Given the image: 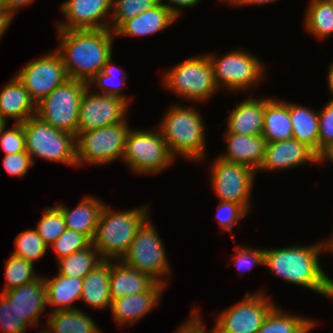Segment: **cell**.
Listing matches in <instances>:
<instances>
[{
	"instance_id": "83f0119b",
	"label": "cell",
	"mask_w": 333,
	"mask_h": 333,
	"mask_svg": "<svg viewBox=\"0 0 333 333\" xmlns=\"http://www.w3.org/2000/svg\"><path fill=\"white\" fill-rule=\"evenodd\" d=\"M44 282L47 306H52V311L76 309L73 303L81 298L83 279L57 275L52 279L44 277Z\"/></svg>"
},
{
	"instance_id": "680465c9",
	"label": "cell",
	"mask_w": 333,
	"mask_h": 333,
	"mask_svg": "<svg viewBox=\"0 0 333 333\" xmlns=\"http://www.w3.org/2000/svg\"><path fill=\"white\" fill-rule=\"evenodd\" d=\"M38 333H51V332L49 331V329L47 327H43V330L40 329V331H38Z\"/></svg>"
},
{
	"instance_id": "e0dca14e",
	"label": "cell",
	"mask_w": 333,
	"mask_h": 333,
	"mask_svg": "<svg viewBox=\"0 0 333 333\" xmlns=\"http://www.w3.org/2000/svg\"><path fill=\"white\" fill-rule=\"evenodd\" d=\"M309 162L318 164V155L306 144L291 138L267 143L264 160L257 171H283Z\"/></svg>"
},
{
	"instance_id": "9f6ffc18",
	"label": "cell",
	"mask_w": 333,
	"mask_h": 333,
	"mask_svg": "<svg viewBox=\"0 0 333 333\" xmlns=\"http://www.w3.org/2000/svg\"><path fill=\"white\" fill-rule=\"evenodd\" d=\"M220 1L233 4V6H239L244 0H219V2Z\"/></svg>"
},
{
	"instance_id": "74e56055",
	"label": "cell",
	"mask_w": 333,
	"mask_h": 333,
	"mask_svg": "<svg viewBox=\"0 0 333 333\" xmlns=\"http://www.w3.org/2000/svg\"><path fill=\"white\" fill-rule=\"evenodd\" d=\"M36 231L46 245H51L67 229L62 211L56 206L45 208Z\"/></svg>"
},
{
	"instance_id": "f907efd6",
	"label": "cell",
	"mask_w": 333,
	"mask_h": 333,
	"mask_svg": "<svg viewBox=\"0 0 333 333\" xmlns=\"http://www.w3.org/2000/svg\"><path fill=\"white\" fill-rule=\"evenodd\" d=\"M326 160H330V162L333 163V143L325 147L318 155V164H321V162H324Z\"/></svg>"
},
{
	"instance_id": "db71d44e",
	"label": "cell",
	"mask_w": 333,
	"mask_h": 333,
	"mask_svg": "<svg viewBox=\"0 0 333 333\" xmlns=\"http://www.w3.org/2000/svg\"><path fill=\"white\" fill-rule=\"evenodd\" d=\"M277 0H244L239 6H247V5H261V4H268L274 3Z\"/></svg>"
},
{
	"instance_id": "681fc988",
	"label": "cell",
	"mask_w": 333,
	"mask_h": 333,
	"mask_svg": "<svg viewBox=\"0 0 333 333\" xmlns=\"http://www.w3.org/2000/svg\"><path fill=\"white\" fill-rule=\"evenodd\" d=\"M35 0H5V6L15 15L19 8L33 3Z\"/></svg>"
},
{
	"instance_id": "8fae6325",
	"label": "cell",
	"mask_w": 333,
	"mask_h": 333,
	"mask_svg": "<svg viewBox=\"0 0 333 333\" xmlns=\"http://www.w3.org/2000/svg\"><path fill=\"white\" fill-rule=\"evenodd\" d=\"M88 83L68 79L36 104V116L52 127L78 133L79 105Z\"/></svg>"
},
{
	"instance_id": "9c48e42d",
	"label": "cell",
	"mask_w": 333,
	"mask_h": 333,
	"mask_svg": "<svg viewBox=\"0 0 333 333\" xmlns=\"http://www.w3.org/2000/svg\"><path fill=\"white\" fill-rule=\"evenodd\" d=\"M121 260L133 269L148 274L156 282L168 286L166 280L172 275L171 267L162 239L149 217L137 230L129 250Z\"/></svg>"
},
{
	"instance_id": "e575fe53",
	"label": "cell",
	"mask_w": 333,
	"mask_h": 333,
	"mask_svg": "<svg viewBox=\"0 0 333 333\" xmlns=\"http://www.w3.org/2000/svg\"><path fill=\"white\" fill-rule=\"evenodd\" d=\"M34 263L24 258L11 254L6 261V284L1 292L22 286L37 280L40 276L34 270Z\"/></svg>"
},
{
	"instance_id": "484cf974",
	"label": "cell",
	"mask_w": 333,
	"mask_h": 333,
	"mask_svg": "<svg viewBox=\"0 0 333 333\" xmlns=\"http://www.w3.org/2000/svg\"><path fill=\"white\" fill-rule=\"evenodd\" d=\"M110 274L111 260L103 259L83 278L80 300L98 310L111 307Z\"/></svg>"
},
{
	"instance_id": "9a60e30c",
	"label": "cell",
	"mask_w": 333,
	"mask_h": 333,
	"mask_svg": "<svg viewBox=\"0 0 333 333\" xmlns=\"http://www.w3.org/2000/svg\"><path fill=\"white\" fill-rule=\"evenodd\" d=\"M128 105L120 97L96 93L88 86L79 105L78 133L125 122Z\"/></svg>"
},
{
	"instance_id": "8992f818",
	"label": "cell",
	"mask_w": 333,
	"mask_h": 333,
	"mask_svg": "<svg viewBox=\"0 0 333 333\" xmlns=\"http://www.w3.org/2000/svg\"><path fill=\"white\" fill-rule=\"evenodd\" d=\"M162 84L183 100L205 102L218 92L207 54L187 58L164 73Z\"/></svg>"
},
{
	"instance_id": "7dc6e473",
	"label": "cell",
	"mask_w": 333,
	"mask_h": 333,
	"mask_svg": "<svg viewBox=\"0 0 333 333\" xmlns=\"http://www.w3.org/2000/svg\"><path fill=\"white\" fill-rule=\"evenodd\" d=\"M162 2L164 0H161ZM201 0H167L164 5L178 18L181 15L182 8L193 7Z\"/></svg>"
},
{
	"instance_id": "ab89813d",
	"label": "cell",
	"mask_w": 333,
	"mask_h": 333,
	"mask_svg": "<svg viewBox=\"0 0 333 333\" xmlns=\"http://www.w3.org/2000/svg\"><path fill=\"white\" fill-rule=\"evenodd\" d=\"M30 327L17 313L13 305L0 292V330L3 333H26Z\"/></svg>"
},
{
	"instance_id": "6f0895ef",
	"label": "cell",
	"mask_w": 333,
	"mask_h": 333,
	"mask_svg": "<svg viewBox=\"0 0 333 333\" xmlns=\"http://www.w3.org/2000/svg\"><path fill=\"white\" fill-rule=\"evenodd\" d=\"M7 120L0 116V135L1 132L7 127Z\"/></svg>"
},
{
	"instance_id": "8d00e7d4",
	"label": "cell",
	"mask_w": 333,
	"mask_h": 333,
	"mask_svg": "<svg viewBox=\"0 0 333 333\" xmlns=\"http://www.w3.org/2000/svg\"><path fill=\"white\" fill-rule=\"evenodd\" d=\"M161 0H113L109 28L114 32L124 21L153 8Z\"/></svg>"
},
{
	"instance_id": "5bb4252c",
	"label": "cell",
	"mask_w": 333,
	"mask_h": 333,
	"mask_svg": "<svg viewBox=\"0 0 333 333\" xmlns=\"http://www.w3.org/2000/svg\"><path fill=\"white\" fill-rule=\"evenodd\" d=\"M15 76L35 104L69 79L63 61L56 51L32 59Z\"/></svg>"
},
{
	"instance_id": "5b68a950",
	"label": "cell",
	"mask_w": 333,
	"mask_h": 333,
	"mask_svg": "<svg viewBox=\"0 0 333 333\" xmlns=\"http://www.w3.org/2000/svg\"><path fill=\"white\" fill-rule=\"evenodd\" d=\"M26 152L36 158L77 166L76 135L52 127L34 115L23 123ZM36 157V158H35Z\"/></svg>"
},
{
	"instance_id": "ffe728a7",
	"label": "cell",
	"mask_w": 333,
	"mask_h": 333,
	"mask_svg": "<svg viewBox=\"0 0 333 333\" xmlns=\"http://www.w3.org/2000/svg\"><path fill=\"white\" fill-rule=\"evenodd\" d=\"M227 151L218 156L222 160L246 165L257 172L266 152L267 140L262 135H240L225 132Z\"/></svg>"
},
{
	"instance_id": "f5cc1de1",
	"label": "cell",
	"mask_w": 333,
	"mask_h": 333,
	"mask_svg": "<svg viewBox=\"0 0 333 333\" xmlns=\"http://www.w3.org/2000/svg\"><path fill=\"white\" fill-rule=\"evenodd\" d=\"M328 75H327V85L329 88V91L331 95H333V62H331L329 69H328ZM330 101H333V98L330 99Z\"/></svg>"
},
{
	"instance_id": "f6af8a7d",
	"label": "cell",
	"mask_w": 333,
	"mask_h": 333,
	"mask_svg": "<svg viewBox=\"0 0 333 333\" xmlns=\"http://www.w3.org/2000/svg\"><path fill=\"white\" fill-rule=\"evenodd\" d=\"M33 166V160L26 151L8 154L3 158V167L10 176L21 178L25 176L28 169Z\"/></svg>"
},
{
	"instance_id": "f35d334b",
	"label": "cell",
	"mask_w": 333,
	"mask_h": 333,
	"mask_svg": "<svg viewBox=\"0 0 333 333\" xmlns=\"http://www.w3.org/2000/svg\"><path fill=\"white\" fill-rule=\"evenodd\" d=\"M91 244L92 241L86 235L74 230L66 229L59 238L50 245V247L56 254V260H59L76 251L83 250Z\"/></svg>"
},
{
	"instance_id": "30bf717a",
	"label": "cell",
	"mask_w": 333,
	"mask_h": 333,
	"mask_svg": "<svg viewBox=\"0 0 333 333\" xmlns=\"http://www.w3.org/2000/svg\"><path fill=\"white\" fill-rule=\"evenodd\" d=\"M131 127L125 122L77 133L76 163L106 165L122 159L128 132Z\"/></svg>"
},
{
	"instance_id": "ba28073f",
	"label": "cell",
	"mask_w": 333,
	"mask_h": 333,
	"mask_svg": "<svg viewBox=\"0 0 333 333\" xmlns=\"http://www.w3.org/2000/svg\"><path fill=\"white\" fill-rule=\"evenodd\" d=\"M156 130V131H155ZM122 160L135 174L156 175L175 161L159 129H130Z\"/></svg>"
},
{
	"instance_id": "f1b7e54d",
	"label": "cell",
	"mask_w": 333,
	"mask_h": 333,
	"mask_svg": "<svg viewBox=\"0 0 333 333\" xmlns=\"http://www.w3.org/2000/svg\"><path fill=\"white\" fill-rule=\"evenodd\" d=\"M293 139L310 147L319 155V113L307 106L289 103Z\"/></svg>"
},
{
	"instance_id": "2e32d148",
	"label": "cell",
	"mask_w": 333,
	"mask_h": 333,
	"mask_svg": "<svg viewBox=\"0 0 333 333\" xmlns=\"http://www.w3.org/2000/svg\"><path fill=\"white\" fill-rule=\"evenodd\" d=\"M112 1L66 0L60 6L65 20L56 23L57 30L109 29Z\"/></svg>"
},
{
	"instance_id": "d590c367",
	"label": "cell",
	"mask_w": 333,
	"mask_h": 333,
	"mask_svg": "<svg viewBox=\"0 0 333 333\" xmlns=\"http://www.w3.org/2000/svg\"><path fill=\"white\" fill-rule=\"evenodd\" d=\"M49 248L38 235L36 229H28L20 232L15 238V249L12 254L34 263L42 258Z\"/></svg>"
},
{
	"instance_id": "c3c4849f",
	"label": "cell",
	"mask_w": 333,
	"mask_h": 333,
	"mask_svg": "<svg viewBox=\"0 0 333 333\" xmlns=\"http://www.w3.org/2000/svg\"><path fill=\"white\" fill-rule=\"evenodd\" d=\"M14 17L15 15L5 5H0V39L12 24Z\"/></svg>"
},
{
	"instance_id": "7402d4cb",
	"label": "cell",
	"mask_w": 333,
	"mask_h": 333,
	"mask_svg": "<svg viewBox=\"0 0 333 333\" xmlns=\"http://www.w3.org/2000/svg\"><path fill=\"white\" fill-rule=\"evenodd\" d=\"M177 17L160 1L139 15L124 21L115 31V37L145 36L169 27Z\"/></svg>"
},
{
	"instance_id": "836d02e7",
	"label": "cell",
	"mask_w": 333,
	"mask_h": 333,
	"mask_svg": "<svg viewBox=\"0 0 333 333\" xmlns=\"http://www.w3.org/2000/svg\"><path fill=\"white\" fill-rule=\"evenodd\" d=\"M123 71L125 75L123 74L122 80L119 81L118 78L121 77L120 74L117 73L119 72V67L114 65L110 58L104 65L103 70L88 82V86L92 88V85L94 84L100 90L96 93L120 97L130 104L131 97L123 95L122 93L127 80V74L125 73V70Z\"/></svg>"
},
{
	"instance_id": "ee69618b",
	"label": "cell",
	"mask_w": 333,
	"mask_h": 333,
	"mask_svg": "<svg viewBox=\"0 0 333 333\" xmlns=\"http://www.w3.org/2000/svg\"><path fill=\"white\" fill-rule=\"evenodd\" d=\"M319 154L333 143V101H329L319 112Z\"/></svg>"
},
{
	"instance_id": "6da1fadb",
	"label": "cell",
	"mask_w": 333,
	"mask_h": 333,
	"mask_svg": "<svg viewBox=\"0 0 333 333\" xmlns=\"http://www.w3.org/2000/svg\"><path fill=\"white\" fill-rule=\"evenodd\" d=\"M60 55L69 79L88 83L112 57L114 32L109 29L57 30ZM114 37V38H113Z\"/></svg>"
},
{
	"instance_id": "4316f807",
	"label": "cell",
	"mask_w": 333,
	"mask_h": 333,
	"mask_svg": "<svg viewBox=\"0 0 333 333\" xmlns=\"http://www.w3.org/2000/svg\"><path fill=\"white\" fill-rule=\"evenodd\" d=\"M262 136L268 143L293 137L289 115V102L266 98Z\"/></svg>"
},
{
	"instance_id": "cb8c5ba5",
	"label": "cell",
	"mask_w": 333,
	"mask_h": 333,
	"mask_svg": "<svg viewBox=\"0 0 333 333\" xmlns=\"http://www.w3.org/2000/svg\"><path fill=\"white\" fill-rule=\"evenodd\" d=\"M36 115V104L28 91L14 75L0 91V116L14 123H24L31 116Z\"/></svg>"
},
{
	"instance_id": "277c9868",
	"label": "cell",
	"mask_w": 333,
	"mask_h": 333,
	"mask_svg": "<svg viewBox=\"0 0 333 333\" xmlns=\"http://www.w3.org/2000/svg\"><path fill=\"white\" fill-rule=\"evenodd\" d=\"M148 208L149 205H145L127 211H114L105 204L92 240L102 259H122L129 250L137 230L148 218Z\"/></svg>"
},
{
	"instance_id": "bcb514c9",
	"label": "cell",
	"mask_w": 333,
	"mask_h": 333,
	"mask_svg": "<svg viewBox=\"0 0 333 333\" xmlns=\"http://www.w3.org/2000/svg\"><path fill=\"white\" fill-rule=\"evenodd\" d=\"M191 314L189 319L183 322L180 328L176 329L174 333H214V328L207 332L203 325L202 315L198 312V309L194 307Z\"/></svg>"
},
{
	"instance_id": "91938a15",
	"label": "cell",
	"mask_w": 333,
	"mask_h": 333,
	"mask_svg": "<svg viewBox=\"0 0 333 333\" xmlns=\"http://www.w3.org/2000/svg\"><path fill=\"white\" fill-rule=\"evenodd\" d=\"M0 5H5V0H0Z\"/></svg>"
},
{
	"instance_id": "d4e9b609",
	"label": "cell",
	"mask_w": 333,
	"mask_h": 333,
	"mask_svg": "<svg viewBox=\"0 0 333 333\" xmlns=\"http://www.w3.org/2000/svg\"><path fill=\"white\" fill-rule=\"evenodd\" d=\"M156 281L148 274L126 265L122 260H111L110 296L119 299L147 291Z\"/></svg>"
},
{
	"instance_id": "60d3db41",
	"label": "cell",
	"mask_w": 333,
	"mask_h": 333,
	"mask_svg": "<svg viewBox=\"0 0 333 333\" xmlns=\"http://www.w3.org/2000/svg\"><path fill=\"white\" fill-rule=\"evenodd\" d=\"M247 214L248 211L241 204L219 200L216 219L222 231L232 232V228Z\"/></svg>"
},
{
	"instance_id": "f546056e",
	"label": "cell",
	"mask_w": 333,
	"mask_h": 333,
	"mask_svg": "<svg viewBox=\"0 0 333 333\" xmlns=\"http://www.w3.org/2000/svg\"><path fill=\"white\" fill-rule=\"evenodd\" d=\"M47 317L46 327L51 333H103L93 318L79 308L50 311Z\"/></svg>"
},
{
	"instance_id": "52a82bcc",
	"label": "cell",
	"mask_w": 333,
	"mask_h": 333,
	"mask_svg": "<svg viewBox=\"0 0 333 333\" xmlns=\"http://www.w3.org/2000/svg\"><path fill=\"white\" fill-rule=\"evenodd\" d=\"M214 73L218 89L224 87L229 91H247L260 84L265 76L262 60L249 51L237 49L218 57L216 53L207 54Z\"/></svg>"
},
{
	"instance_id": "ac0fdd59",
	"label": "cell",
	"mask_w": 333,
	"mask_h": 333,
	"mask_svg": "<svg viewBox=\"0 0 333 333\" xmlns=\"http://www.w3.org/2000/svg\"><path fill=\"white\" fill-rule=\"evenodd\" d=\"M1 293L30 328L38 325L40 315L47 306L46 286L43 276L40 275L33 282Z\"/></svg>"
},
{
	"instance_id": "7a4b0ae2",
	"label": "cell",
	"mask_w": 333,
	"mask_h": 333,
	"mask_svg": "<svg viewBox=\"0 0 333 333\" xmlns=\"http://www.w3.org/2000/svg\"><path fill=\"white\" fill-rule=\"evenodd\" d=\"M323 241L311 246L291 245L280 249L266 248L264 249V266L286 282L311 289L323 296L329 277L319 262L320 254L327 252L326 239Z\"/></svg>"
},
{
	"instance_id": "b9f144b4",
	"label": "cell",
	"mask_w": 333,
	"mask_h": 333,
	"mask_svg": "<svg viewBox=\"0 0 333 333\" xmlns=\"http://www.w3.org/2000/svg\"><path fill=\"white\" fill-rule=\"evenodd\" d=\"M1 148L5 155L26 151L23 123H14L11 129H4L0 135Z\"/></svg>"
},
{
	"instance_id": "816d5d0a",
	"label": "cell",
	"mask_w": 333,
	"mask_h": 333,
	"mask_svg": "<svg viewBox=\"0 0 333 333\" xmlns=\"http://www.w3.org/2000/svg\"><path fill=\"white\" fill-rule=\"evenodd\" d=\"M324 296L329 297L333 301V279L331 277L327 279L323 293V297Z\"/></svg>"
},
{
	"instance_id": "d6986e66",
	"label": "cell",
	"mask_w": 333,
	"mask_h": 333,
	"mask_svg": "<svg viewBox=\"0 0 333 333\" xmlns=\"http://www.w3.org/2000/svg\"><path fill=\"white\" fill-rule=\"evenodd\" d=\"M165 288L164 284L155 282L143 293L112 300L110 309L114 321L119 326L135 324L160 304V297H162Z\"/></svg>"
},
{
	"instance_id": "d6a6232c",
	"label": "cell",
	"mask_w": 333,
	"mask_h": 333,
	"mask_svg": "<svg viewBox=\"0 0 333 333\" xmlns=\"http://www.w3.org/2000/svg\"><path fill=\"white\" fill-rule=\"evenodd\" d=\"M102 260L94 245L91 244L83 250L57 260L58 275L83 279Z\"/></svg>"
},
{
	"instance_id": "603a6c76",
	"label": "cell",
	"mask_w": 333,
	"mask_h": 333,
	"mask_svg": "<svg viewBox=\"0 0 333 333\" xmlns=\"http://www.w3.org/2000/svg\"><path fill=\"white\" fill-rule=\"evenodd\" d=\"M105 204L96 196L89 195L81 199L74 209L63 204L56 206L62 211L67 229L86 235L92 241Z\"/></svg>"
},
{
	"instance_id": "11a10c76",
	"label": "cell",
	"mask_w": 333,
	"mask_h": 333,
	"mask_svg": "<svg viewBox=\"0 0 333 333\" xmlns=\"http://www.w3.org/2000/svg\"><path fill=\"white\" fill-rule=\"evenodd\" d=\"M330 238H327L326 242H327V252L332 253L333 254V233L331 234V236H329Z\"/></svg>"
},
{
	"instance_id": "7bdbcfd3",
	"label": "cell",
	"mask_w": 333,
	"mask_h": 333,
	"mask_svg": "<svg viewBox=\"0 0 333 333\" xmlns=\"http://www.w3.org/2000/svg\"><path fill=\"white\" fill-rule=\"evenodd\" d=\"M235 254H233V262L236 268L243 271H250L255 265L264 266V248H252L246 246L235 245ZM240 270V271H241Z\"/></svg>"
},
{
	"instance_id": "3957f363",
	"label": "cell",
	"mask_w": 333,
	"mask_h": 333,
	"mask_svg": "<svg viewBox=\"0 0 333 333\" xmlns=\"http://www.w3.org/2000/svg\"><path fill=\"white\" fill-rule=\"evenodd\" d=\"M181 105L169 107L157 128L174 159L181 155L188 160L202 161L207 155L202 114L194 106Z\"/></svg>"
},
{
	"instance_id": "4dcf8cb0",
	"label": "cell",
	"mask_w": 333,
	"mask_h": 333,
	"mask_svg": "<svg viewBox=\"0 0 333 333\" xmlns=\"http://www.w3.org/2000/svg\"><path fill=\"white\" fill-rule=\"evenodd\" d=\"M315 322L311 318L291 315L276 305L264 319L258 333H308L315 327Z\"/></svg>"
},
{
	"instance_id": "44dd1931",
	"label": "cell",
	"mask_w": 333,
	"mask_h": 333,
	"mask_svg": "<svg viewBox=\"0 0 333 333\" xmlns=\"http://www.w3.org/2000/svg\"><path fill=\"white\" fill-rule=\"evenodd\" d=\"M266 98L247 97L236 103L234 109L225 118L227 130L225 132L240 135H262Z\"/></svg>"
},
{
	"instance_id": "4fadbf2b",
	"label": "cell",
	"mask_w": 333,
	"mask_h": 333,
	"mask_svg": "<svg viewBox=\"0 0 333 333\" xmlns=\"http://www.w3.org/2000/svg\"><path fill=\"white\" fill-rule=\"evenodd\" d=\"M257 173L246 165L217 157L210 165V185L218 200L236 202L250 212V197Z\"/></svg>"
},
{
	"instance_id": "7c38bea8",
	"label": "cell",
	"mask_w": 333,
	"mask_h": 333,
	"mask_svg": "<svg viewBox=\"0 0 333 333\" xmlns=\"http://www.w3.org/2000/svg\"><path fill=\"white\" fill-rule=\"evenodd\" d=\"M262 290L220 311L214 333H258L269 312L276 306Z\"/></svg>"
},
{
	"instance_id": "1f68e13d",
	"label": "cell",
	"mask_w": 333,
	"mask_h": 333,
	"mask_svg": "<svg viewBox=\"0 0 333 333\" xmlns=\"http://www.w3.org/2000/svg\"><path fill=\"white\" fill-rule=\"evenodd\" d=\"M304 24L307 32L318 39L333 34V6L329 0H309Z\"/></svg>"
}]
</instances>
